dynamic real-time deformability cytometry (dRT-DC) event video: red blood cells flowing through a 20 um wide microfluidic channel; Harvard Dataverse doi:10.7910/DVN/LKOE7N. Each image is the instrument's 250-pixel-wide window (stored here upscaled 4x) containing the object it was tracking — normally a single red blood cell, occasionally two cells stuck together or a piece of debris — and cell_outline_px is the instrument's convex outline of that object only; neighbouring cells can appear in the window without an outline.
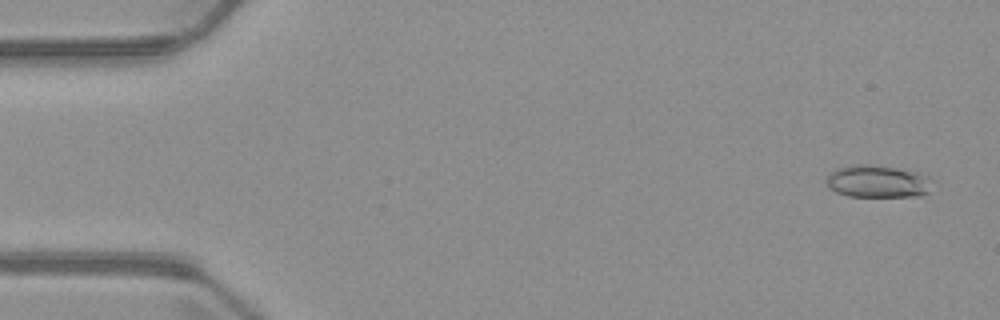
{"species": "common noctule bat (a hibernating species)", "species_latin": "Nyctalus noctula", "temperature_condition": "warm", "stored_images_in_passage": 4, "camera_frame_rate_fps": 3000, "um_per_image_px": 0.085, "animal": {"sex": "male", "body_mass_g": 23.1, "forearm_length_mm": 52.7}, "frame": {"image": 1, "passage_image": 1, "time_ms": 0.0, "image_size_px": [1000, 320], "cell_outline_px": [[936, 180], [928, 192], [924, 196], [848, 196], [836, 192], [828, 188], [824, 180], [836, 168], [856, 164], [872, 164], [900, 168], [916, 172], [928, 176]], "centroid_in_image_um": [74.64, 15.41], "position_along_channel_um": 10.4, "area_um2": 20.46}}
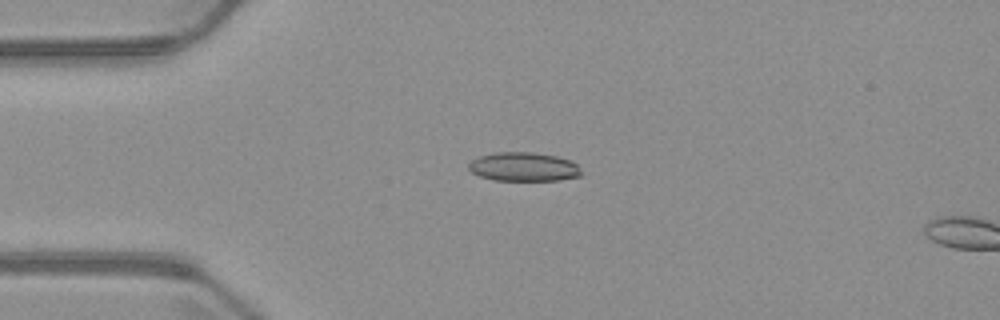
{"frame": {"image": 2, "passage_image": 3, "time_ms": 3.333, "image_size_px": [1000, 320], "cell_outline_px": [[580, 176], [560, 180], [492, 180], [480, 176], [472, 172], [468, 168], [468, 164], [472, 160], [480, 156], [496, 152], [532, 152], [556, 156], [568, 160], [576, 164], [580, 168]], "centroid_in_image_um": [44.49, 14.18], "position_along_channel_um": 40.5, "area_um2": 18.84}}